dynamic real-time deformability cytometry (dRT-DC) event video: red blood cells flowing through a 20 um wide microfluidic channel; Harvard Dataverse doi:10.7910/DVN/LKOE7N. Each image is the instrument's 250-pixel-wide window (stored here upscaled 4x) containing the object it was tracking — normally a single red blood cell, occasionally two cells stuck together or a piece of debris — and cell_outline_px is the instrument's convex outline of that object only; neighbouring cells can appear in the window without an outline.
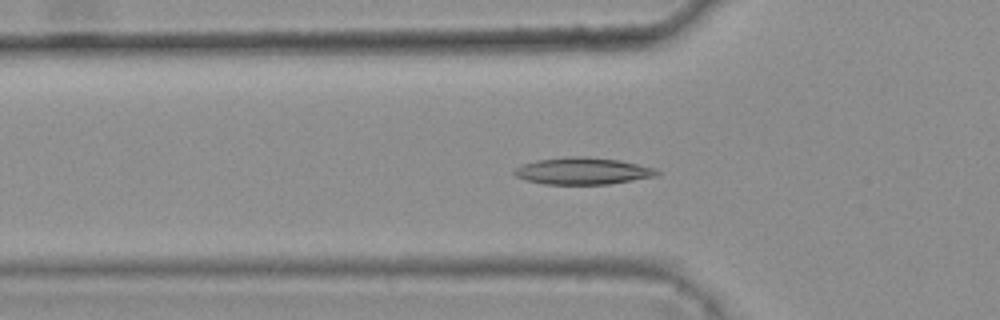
{"species": "common noctule bat (a hibernating species)", "species_latin": "Nyctalus noctula", "temperature_condition": "warm", "stored_images_in_passage": 44, "camera_frame_rate_fps": 3000, "um_per_image_px": 0.085, "animal": {"sex": "female", "body_mass_g": 25.1}, "frame": {"image": 1, "passage_image": 17, "time_ms": 5.333, "image_size_px": [1000, 320], "cell_outline_px": [[660, 172], [656, 176], [608, 184], [544, 184], [528, 180], [516, 176], [512, 172], [516, 168], [524, 164], [536, 160], [564, 156], [584, 156], [620, 160], [656, 168]], "centroid_in_image_um": [49.54, 14.52], "position_along_channel_um": 76.3, "area_um2": 22.31}}
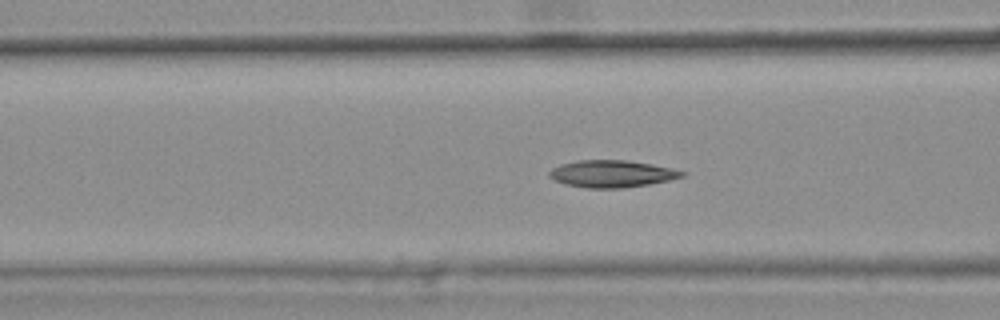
{"frame": {"image": 2, "passage_image": 20, "time_ms": 6.333, "image_size_px": [1000, 320], "cell_outline_px": [[684, 176], [668, 180], [648, 184], [624, 188], [588, 188], [564, 184], [548, 176], [548, 172], [552, 168], [560, 164], [576, 160], [628, 160], [652, 164], [672, 168], [684, 172]], "centroid_in_image_um": [51.97, 14.76], "position_along_channel_um": 114.6, "area_um2": 20.92}}
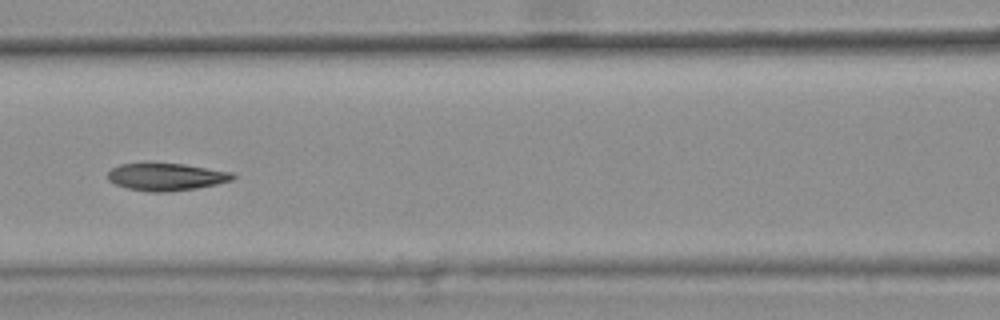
{"frame": {"image": 3, "passage_image": 23, "time_ms": 7.333, "image_size_px": [1000, 320], "cell_outline_px": [[236, 176], [232, 180], [216, 184], [196, 188], [168, 192], [148, 192], [128, 188], [116, 184], [108, 180], [108, 172], [112, 168], [120, 164], [184, 164], [232, 172]], "centroid_in_image_um": [14.14, 15.04], "position_along_channel_um": 152.5, "area_um2": 19.71}, "authors_computed_cell_mechanics": {"area_um2": 20.7213, "velocity_mm_per_s": 3.7938, "shape_relaxation_time_tau1_ms": 10.189, "shape_relaxation_time_tau2_ms": 2.5882, "deformation_change_tau1": 0.2494, "deformation_change_tau2": 0.0736}}